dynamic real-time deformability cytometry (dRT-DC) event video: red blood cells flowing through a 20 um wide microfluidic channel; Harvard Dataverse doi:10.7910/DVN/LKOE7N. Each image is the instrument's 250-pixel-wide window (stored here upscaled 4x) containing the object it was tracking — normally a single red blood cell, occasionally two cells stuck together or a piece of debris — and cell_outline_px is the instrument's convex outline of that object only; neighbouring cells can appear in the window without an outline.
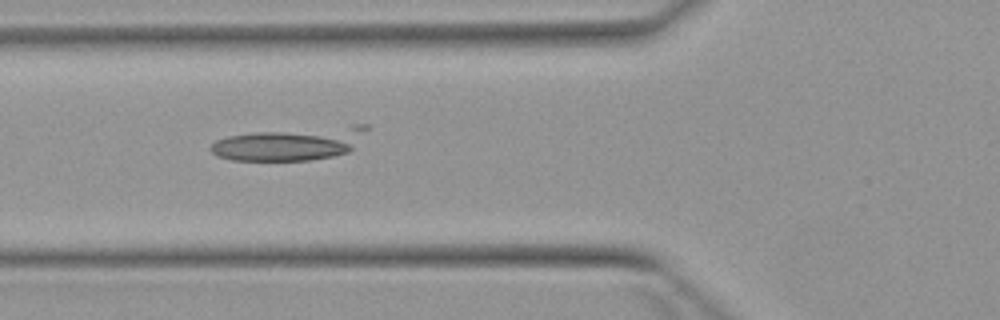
{"species": "Egyptian fruit bat (a non-hibernating species)", "species_latin": "Rousettus aegyptiacus", "temperature_condition": "warm", "stored_images_in_passage": 9, "camera_frame_rate_fps": 3000, "um_per_image_px": 0.085, "animal": {"sex": "female"}, "frame": {"image": 1, "passage_image": 6, "time_ms": 6.0, "image_size_px": [1000, 320], "cell_outline_px": [[372, 128], [348, 152], [332, 156], [308, 160], [232, 160], [216, 156], [208, 148], [216, 140], [228, 136], [256, 132], [352, 124], [368, 124]], "centroid_in_image_um": [24.73, 12.19], "position_along_channel_um": 101.1, "area_um2": 30.23}}
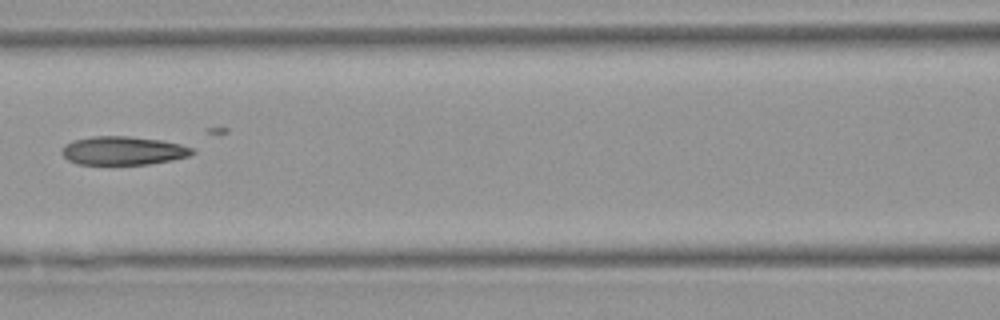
{"frame": {"image": 2, "passage_image": 7, "time_ms": 7.333, "image_size_px": [1000, 320], "cell_outline_px": [[196, 152], [188, 156], [172, 160], [148, 164], [76, 164], [68, 160], [64, 156], [64, 144], [72, 140], [92, 136], [128, 136], [160, 140], [180, 144], [192, 148]], "centroid_in_image_um": [10.47, 12.8], "position_along_channel_um": 156.1, "area_um2": 21.56}}
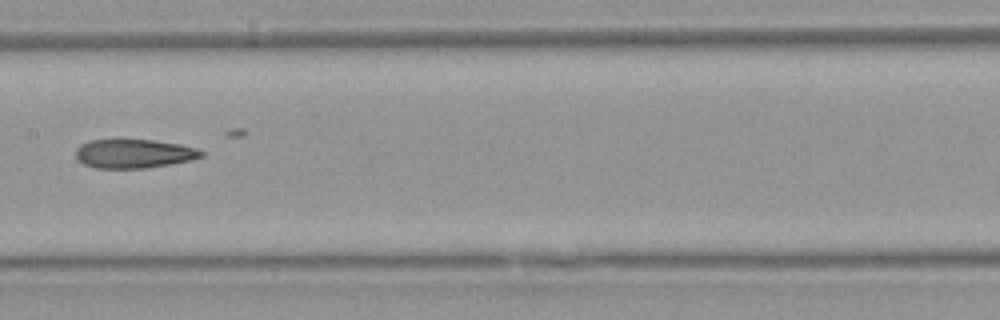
{"frame": {"image": 3, "passage_image": 8, "time_ms": 8.333, "image_size_px": [1000, 320], "cell_outline_px": [[204, 156], [192, 160], [144, 168], [96, 168], [84, 164], [76, 160], [76, 148], [80, 144], [88, 140], [152, 140], [180, 144], [196, 148], [204, 152]], "centroid_in_image_um": [11.36, 13.06], "position_along_channel_um": 196.0, "area_um2": 21.15}}